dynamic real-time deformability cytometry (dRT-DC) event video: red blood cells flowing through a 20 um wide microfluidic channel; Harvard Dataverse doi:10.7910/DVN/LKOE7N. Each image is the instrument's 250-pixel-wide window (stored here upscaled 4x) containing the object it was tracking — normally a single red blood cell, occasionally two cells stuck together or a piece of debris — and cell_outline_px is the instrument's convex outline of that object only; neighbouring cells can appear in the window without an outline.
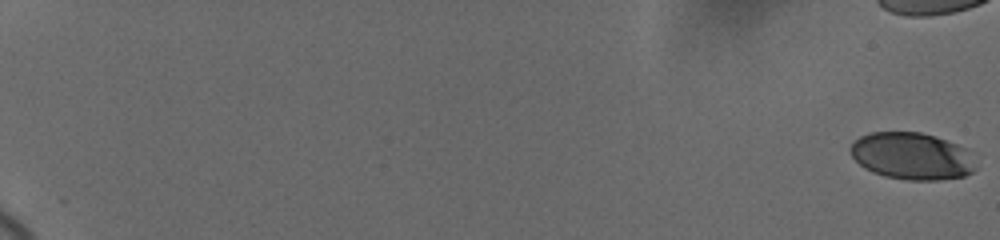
{"species": "human", "species_latin": "Homo sapiens", "temperature_condition": "cold", "stored_images_in_passage": 36, "camera_frame_rate_fps": 3000, "um_per_image_px": 0.085, "donor": {"sex": "female"}, "frame": {"image": 1, "passage_image": 1, "time_ms": 0.0, "image_size_px": [1000, 240], "cell_outline_px": [[976, 168], [972, 172], [964, 176], [936, 180], [908, 180], [884, 176], [872, 172], [864, 168], [852, 156], [848, 148], [860, 136], [868, 132], [920, 132], [936, 136], [968, 148], [976, 152]], "centroid_in_image_um": [77.57, 13.26], "position_along_channel_um": 7.4, "area_um2": 34.97}}
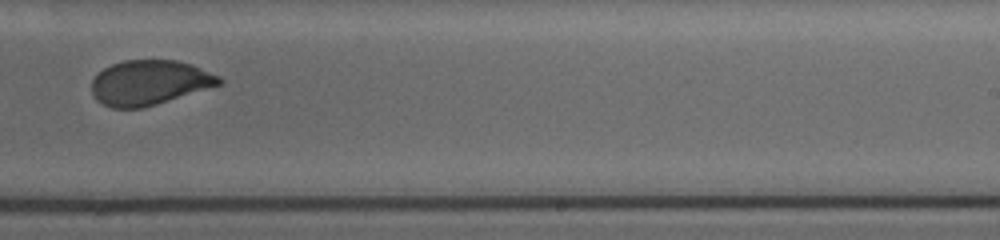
{"frame": {"image": 2, "passage_image": 30, "time_ms": 14.333, "image_size_px": [1000, 240], "cell_outline_px": [[224, 80], [220, 84], [156, 104], [140, 108], [112, 108], [96, 100], [92, 92], [92, 80], [104, 68], [112, 64], [124, 60], [180, 60], [192, 64], [220, 76]], "centroid_in_image_um": [12.7, 7.01], "position_along_channel_um": 276.3, "area_um2": 33.06}, "authors_computed_cell_mechanics": {"area_um2": 36.1828, "velocity_mm_per_s": 3.6771, "shape_relaxation_time_tau1_ms": 4.7492, "shape_relaxation_time_tau2_ms": null, "deformation_change_tau1": 0.1907, "deformation_change_tau2": null}}